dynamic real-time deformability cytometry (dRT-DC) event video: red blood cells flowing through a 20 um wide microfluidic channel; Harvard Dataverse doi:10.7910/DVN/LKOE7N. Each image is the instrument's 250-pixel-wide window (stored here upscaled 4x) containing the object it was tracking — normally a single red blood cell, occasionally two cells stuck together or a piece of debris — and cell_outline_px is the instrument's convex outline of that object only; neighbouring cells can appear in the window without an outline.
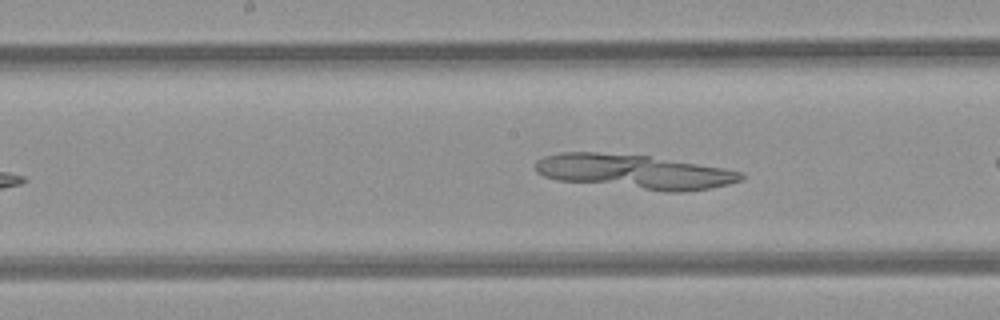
{"species": "common noctule bat (a hibernating species)", "species_latin": "Nyctalus noctula", "temperature_condition": "room temperature", "stored_images_in_passage": 6, "camera_frame_rate_fps": 3000, "um_per_image_px": 0.085, "animal": {"sex": "female", "body_mass_g": 21.9}, "frame": {"image": 1, "passage_image": 6, "time_ms": 6.667, "image_size_px": [1000, 320], "cell_outline_px": [[744, 180], [728, 184], [708, 188], [684, 192], [664, 192], [556, 180], [544, 176], [536, 172], [536, 160], [544, 156], [560, 152], [596, 152], [648, 156], [724, 168], [744, 172]], "centroid_in_image_um": [53.91, 14.6], "position_along_channel_um": 194.3, "area_um2": 41.38}}